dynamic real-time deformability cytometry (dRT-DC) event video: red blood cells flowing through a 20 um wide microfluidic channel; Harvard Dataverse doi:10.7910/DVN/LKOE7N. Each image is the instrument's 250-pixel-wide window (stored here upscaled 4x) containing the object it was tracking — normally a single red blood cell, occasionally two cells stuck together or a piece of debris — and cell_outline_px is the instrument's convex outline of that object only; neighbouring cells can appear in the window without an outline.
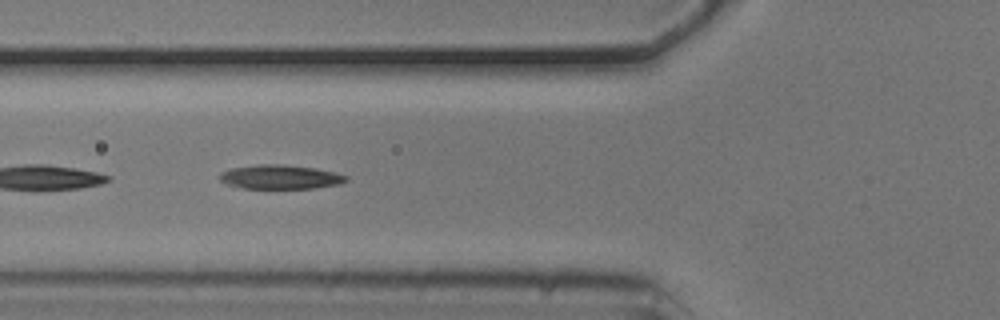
{"species": "common noctule bat (a hibernating species)", "species_latin": "Nyctalus noctula", "temperature_condition": "cold", "stored_images_in_passage": 35, "segment_of_instrument_passage": [2, 2], "camera_frame_rate_fps": 3000, "um_per_image_px": 0.085, "animal": {"sex": "male", "body_mass_g": 20.5, "forearm_length_mm": 52.5}, "frame": {"image": 1, "passage_image": 20, "time_ms": 6.333, "image_size_px": [1000, 320], "cell_outline_px": [[348, 180], [340, 184], [316, 188], [232, 188], [220, 180], [220, 172], [232, 168], [256, 164], [280, 164], [316, 168], [336, 172], [348, 176]], "centroid_in_image_um": [23.81, 15.04], "position_along_channel_um": 102.0, "area_um2": 18.03}}
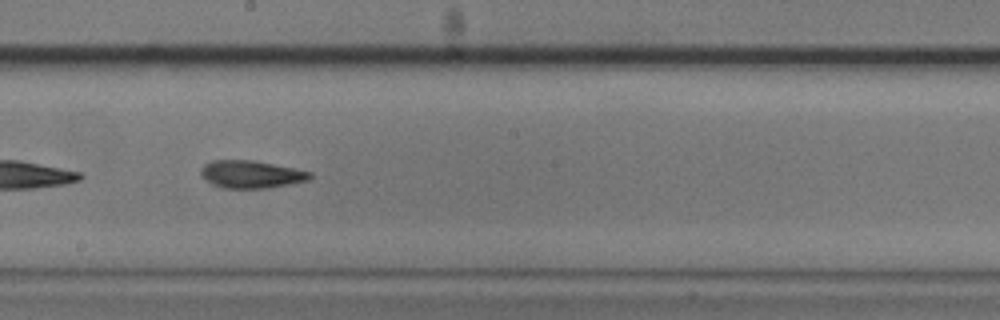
{"frame": {"image": 2, "passage_image": 30, "time_ms": 9.667, "image_size_px": [1000, 320], "cell_outline_px": [[312, 176], [308, 180], [268, 188], [220, 188], [212, 184], [200, 176], [200, 168], [204, 164], [212, 160], [252, 160], [312, 172]], "centroid_in_image_um": [21.28, 14.82], "position_along_channel_um": 226.9, "area_um2": 17.51}}